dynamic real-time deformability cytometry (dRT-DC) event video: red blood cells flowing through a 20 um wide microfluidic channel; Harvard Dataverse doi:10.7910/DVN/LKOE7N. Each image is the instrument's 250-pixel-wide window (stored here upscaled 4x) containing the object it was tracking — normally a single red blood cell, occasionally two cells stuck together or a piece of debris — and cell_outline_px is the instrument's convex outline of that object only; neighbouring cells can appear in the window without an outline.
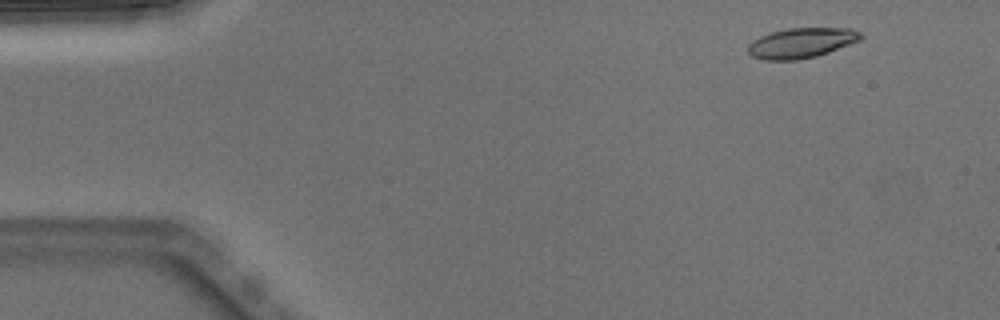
{"species": "Egyptian fruit bat (a non-hibernating species)", "species_latin": "Rousettus aegyptiacus", "temperature_condition": "warm", "stored_images_in_passage": 3, "camera_frame_rate_fps": 3000, "um_per_image_px": 0.085, "animal": {"sex": "male"}, "frame": {"image": 1, "passage_image": 2, "time_ms": 0.333, "image_size_px": [1000, 320], "cell_outline_px": [[864, 36], [860, 40], [828, 52], [816, 56], [796, 60], [764, 60], [752, 56], [748, 52], [748, 44], [752, 40], [760, 36], [772, 32], [788, 28], [852, 28], [860, 32]], "centroid_in_image_um": [68.11, 3.64], "position_along_channel_um": 16.9, "area_um2": 19.77}}